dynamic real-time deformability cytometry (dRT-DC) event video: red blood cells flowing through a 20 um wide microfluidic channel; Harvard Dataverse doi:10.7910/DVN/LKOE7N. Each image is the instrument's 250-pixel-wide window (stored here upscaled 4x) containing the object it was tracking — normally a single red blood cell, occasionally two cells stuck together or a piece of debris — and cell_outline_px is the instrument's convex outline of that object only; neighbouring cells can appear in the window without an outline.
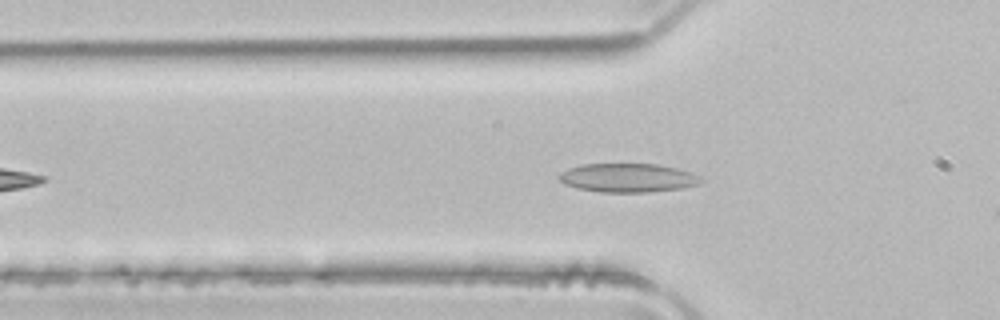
{"species": "common noctule bat (a hibernating species)", "species_latin": "Nyctalus noctula", "temperature_condition": "room temperature", "stored_images_in_passage": 5, "camera_frame_rate_fps": 3000, "um_per_image_px": 0.085, "animal": {"sex": "male", "body_mass_g": 21.5, "forearm_length_mm": 52.0}, "frame": {"image": 1, "passage_image": 2, "time_ms": 0.333, "image_size_px": [1000, 320], "cell_outline_px": [[704, 180], [700, 184], [680, 188], [652, 192], [600, 192], [576, 188], [564, 184], [560, 180], [560, 172], [568, 168], [580, 164], [656, 164], [676, 168], [692, 172], [700, 176]], "centroid_in_image_um": [53.38, 15.11], "position_along_channel_um": 72.4, "area_um2": 23.93}}